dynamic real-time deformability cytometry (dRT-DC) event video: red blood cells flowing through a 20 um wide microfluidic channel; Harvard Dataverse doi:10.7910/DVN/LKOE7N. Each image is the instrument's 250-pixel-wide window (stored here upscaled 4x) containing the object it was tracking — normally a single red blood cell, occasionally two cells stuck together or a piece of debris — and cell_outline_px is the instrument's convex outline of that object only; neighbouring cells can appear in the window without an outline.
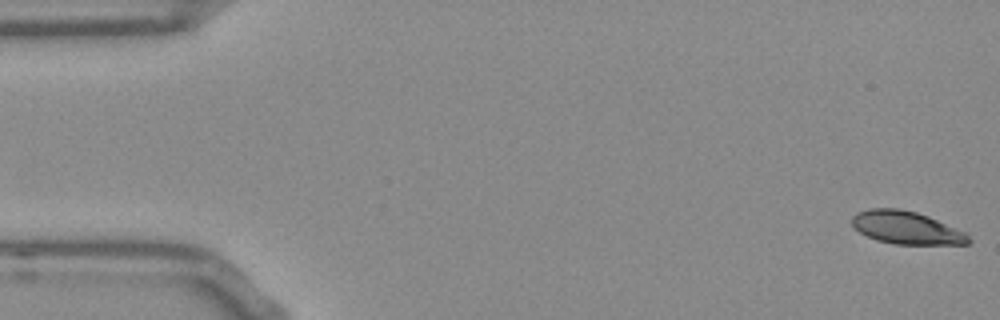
{"species": "Egyptian fruit bat (a non-hibernating species)", "species_latin": "Rousettus aegyptiacus", "temperature_condition": "room temperature", "stored_images_in_passage": 54, "segment_of_instrument_passage": [1, 2], "camera_frame_rate_fps": 3000, "um_per_image_px": 0.085, "frame": {"image": 1, "passage_image": 1, "time_ms": 0.0, "image_size_px": [1000, 320], "cell_outline_px": [[972, 240], [968, 244], [896, 244], [876, 240], [860, 232], [852, 224], [852, 216], [856, 212], [868, 208], [900, 208], [916, 212], [928, 216], [964, 232]], "centroid_in_image_um": [77.01, 19.34], "position_along_channel_um": 8.0, "area_um2": 22.14}}
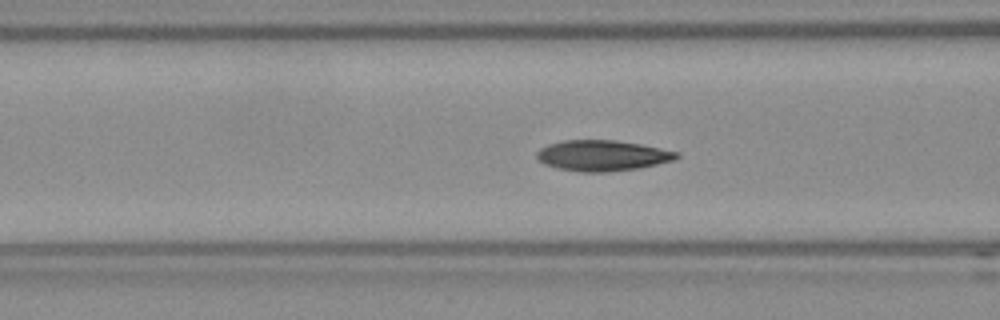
{"frame": {"image": 2, "passage_image": 20, "time_ms": 6.333, "image_size_px": [1000, 320], "cell_outline_px": [[680, 156], [676, 160], [640, 168], [604, 172], [580, 172], [556, 168], [544, 164], [536, 156], [536, 152], [540, 148], [548, 144], [564, 140], [612, 140], [640, 144], [680, 152]], "centroid_in_image_um": [51.21, 13.23], "position_along_channel_um": 115.4, "area_um2": 25.14}}
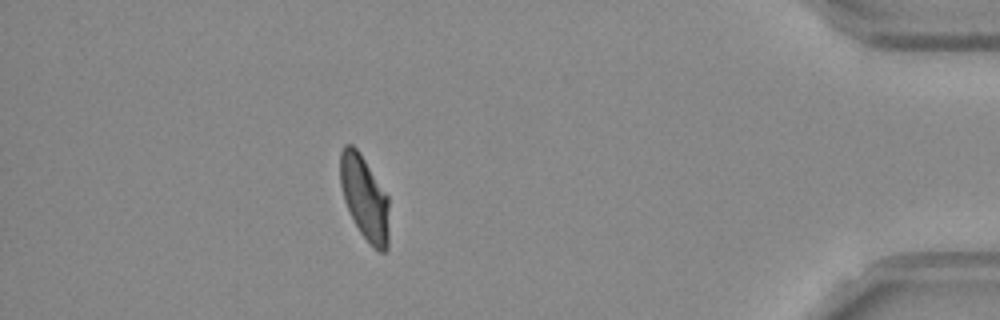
{"frame": {"image": 3, "passage_image": 47, "time_ms": 15.333, "image_size_px": [1000, 320], "cell_outline_px": [[388, 248], [384, 252], [380, 252], [360, 232], [344, 200], [340, 184], [340, 152], [344, 144], [352, 144], [356, 148], [388, 196]], "centroid_in_image_um": [30.98, 16.79], "position_along_channel_um": 404.2, "area_um2": 23.41}}